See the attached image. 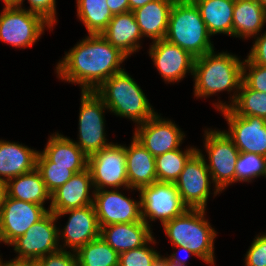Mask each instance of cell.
<instances>
[{"label":"cell","instance_id":"obj_16","mask_svg":"<svg viewBox=\"0 0 266 266\" xmlns=\"http://www.w3.org/2000/svg\"><path fill=\"white\" fill-rule=\"evenodd\" d=\"M134 137L154 156L180 148L185 133L170 119L156 113L144 123L136 125Z\"/></svg>","mask_w":266,"mask_h":266},{"label":"cell","instance_id":"obj_5","mask_svg":"<svg viewBox=\"0 0 266 266\" xmlns=\"http://www.w3.org/2000/svg\"><path fill=\"white\" fill-rule=\"evenodd\" d=\"M210 38L195 3L192 0H175L165 39L197 58L215 50Z\"/></svg>","mask_w":266,"mask_h":266},{"label":"cell","instance_id":"obj_7","mask_svg":"<svg viewBox=\"0 0 266 266\" xmlns=\"http://www.w3.org/2000/svg\"><path fill=\"white\" fill-rule=\"evenodd\" d=\"M47 27L53 25L38 13L25 7L4 6L0 13V41L25 49L39 41Z\"/></svg>","mask_w":266,"mask_h":266},{"label":"cell","instance_id":"obj_44","mask_svg":"<svg viewBox=\"0 0 266 266\" xmlns=\"http://www.w3.org/2000/svg\"><path fill=\"white\" fill-rule=\"evenodd\" d=\"M153 0H129V10L134 11L135 9L150 3Z\"/></svg>","mask_w":266,"mask_h":266},{"label":"cell","instance_id":"obj_23","mask_svg":"<svg viewBox=\"0 0 266 266\" xmlns=\"http://www.w3.org/2000/svg\"><path fill=\"white\" fill-rule=\"evenodd\" d=\"M102 36L127 57L140 50L143 38L132 11L115 14Z\"/></svg>","mask_w":266,"mask_h":266},{"label":"cell","instance_id":"obj_36","mask_svg":"<svg viewBox=\"0 0 266 266\" xmlns=\"http://www.w3.org/2000/svg\"><path fill=\"white\" fill-rule=\"evenodd\" d=\"M243 82L252 90L266 93V66L253 64L248 58L244 59Z\"/></svg>","mask_w":266,"mask_h":266},{"label":"cell","instance_id":"obj_20","mask_svg":"<svg viewBox=\"0 0 266 266\" xmlns=\"http://www.w3.org/2000/svg\"><path fill=\"white\" fill-rule=\"evenodd\" d=\"M94 192L91 172L87 168L76 173L51 194V204L48 209L56 214L68 209L93 205Z\"/></svg>","mask_w":266,"mask_h":266},{"label":"cell","instance_id":"obj_11","mask_svg":"<svg viewBox=\"0 0 266 266\" xmlns=\"http://www.w3.org/2000/svg\"><path fill=\"white\" fill-rule=\"evenodd\" d=\"M57 220L56 215L48 211L24 235L14 240L9 245L17 254L14 260L33 262L60 250Z\"/></svg>","mask_w":266,"mask_h":266},{"label":"cell","instance_id":"obj_21","mask_svg":"<svg viewBox=\"0 0 266 266\" xmlns=\"http://www.w3.org/2000/svg\"><path fill=\"white\" fill-rule=\"evenodd\" d=\"M144 222L111 224L101 227L100 237L119 255L145 245L154 235Z\"/></svg>","mask_w":266,"mask_h":266},{"label":"cell","instance_id":"obj_38","mask_svg":"<svg viewBox=\"0 0 266 266\" xmlns=\"http://www.w3.org/2000/svg\"><path fill=\"white\" fill-rule=\"evenodd\" d=\"M40 266H79L75 252L58 250L36 261Z\"/></svg>","mask_w":266,"mask_h":266},{"label":"cell","instance_id":"obj_17","mask_svg":"<svg viewBox=\"0 0 266 266\" xmlns=\"http://www.w3.org/2000/svg\"><path fill=\"white\" fill-rule=\"evenodd\" d=\"M49 209L36 203L25 202L7 196L0 210V236L2 243L10 245L37 221Z\"/></svg>","mask_w":266,"mask_h":266},{"label":"cell","instance_id":"obj_31","mask_svg":"<svg viewBox=\"0 0 266 266\" xmlns=\"http://www.w3.org/2000/svg\"><path fill=\"white\" fill-rule=\"evenodd\" d=\"M79 266H118L119 254L100 236L77 252Z\"/></svg>","mask_w":266,"mask_h":266},{"label":"cell","instance_id":"obj_41","mask_svg":"<svg viewBox=\"0 0 266 266\" xmlns=\"http://www.w3.org/2000/svg\"><path fill=\"white\" fill-rule=\"evenodd\" d=\"M174 250L178 251H184L186 253L185 258H180L177 256V251H173L171 255H168L166 258L168 259L169 263L171 266H187V258L189 257L188 255H193L196 256L192 251L187 249L185 246H173L172 247Z\"/></svg>","mask_w":266,"mask_h":266},{"label":"cell","instance_id":"obj_22","mask_svg":"<svg viewBox=\"0 0 266 266\" xmlns=\"http://www.w3.org/2000/svg\"><path fill=\"white\" fill-rule=\"evenodd\" d=\"M39 151L0 139V180L8 181L36 169Z\"/></svg>","mask_w":266,"mask_h":266},{"label":"cell","instance_id":"obj_6","mask_svg":"<svg viewBox=\"0 0 266 266\" xmlns=\"http://www.w3.org/2000/svg\"><path fill=\"white\" fill-rule=\"evenodd\" d=\"M204 149L208 159H205L201 149L198 151L208 161L206 165L215 188L213 194L216 196L236 182V162L240 152L225 131L216 128L204 130Z\"/></svg>","mask_w":266,"mask_h":266},{"label":"cell","instance_id":"obj_12","mask_svg":"<svg viewBox=\"0 0 266 266\" xmlns=\"http://www.w3.org/2000/svg\"><path fill=\"white\" fill-rule=\"evenodd\" d=\"M211 183L206 160L198 150L188 159L175 181L181 199L189 209H206Z\"/></svg>","mask_w":266,"mask_h":266},{"label":"cell","instance_id":"obj_27","mask_svg":"<svg viewBox=\"0 0 266 266\" xmlns=\"http://www.w3.org/2000/svg\"><path fill=\"white\" fill-rule=\"evenodd\" d=\"M199 9L211 36L226 34L233 37L235 0H192Z\"/></svg>","mask_w":266,"mask_h":266},{"label":"cell","instance_id":"obj_48","mask_svg":"<svg viewBox=\"0 0 266 266\" xmlns=\"http://www.w3.org/2000/svg\"><path fill=\"white\" fill-rule=\"evenodd\" d=\"M28 266H40L36 261H28Z\"/></svg>","mask_w":266,"mask_h":266},{"label":"cell","instance_id":"obj_46","mask_svg":"<svg viewBox=\"0 0 266 266\" xmlns=\"http://www.w3.org/2000/svg\"><path fill=\"white\" fill-rule=\"evenodd\" d=\"M152 266H171L166 256H162L161 254L154 261Z\"/></svg>","mask_w":266,"mask_h":266},{"label":"cell","instance_id":"obj_29","mask_svg":"<svg viewBox=\"0 0 266 266\" xmlns=\"http://www.w3.org/2000/svg\"><path fill=\"white\" fill-rule=\"evenodd\" d=\"M77 17L84 24L88 34H102L114 16L107 0H76Z\"/></svg>","mask_w":266,"mask_h":266},{"label":"cell","instance_id":"obj_35","mask_svg":"<svg viewBox=\"0 0 266 266\" xmlns=\"http://www.w3.org/2000/svg\"><path fill=\"white\" fill-rule=\"evenodd\" d=\"M36 169L40 172L43 182L51 194L75 175L68 167L62 166H36Z\"/></svg>","mask_w":266,"mask_h":266},{"label":"cell","instance_id":"obj_32","mask_svg":"<svg viewBox=\"0 0 266 266\" xmlns=\"http://www.w3.org/2000/svg\"><path fill=\"white\" fill-rule=\"evenodd\" d=\"M229 108L243 117L266 119V93L252 90L242 81L237 97Z\"/></svg>","mask_w":266,"mask_h":266},{"label":"cell","instance_id":"obj_19","mask_svg":"<svg viewBox=\"0 0 266 266\" xmlns=\"http://www.w3.org/2000/svg\"><path fill=\"white\" fill-rule=\"evenodd\" d=\"M88 156L70 137L55 132L49 136L43 151H39L36 166L68 167L75 174L87 169Z\"/></svg>","mask_w":266,"mask_h":266},{"label":"cell","instance_id":"obj_4","mask_svg":"<svg viewBox=\"0 0 266 266\" xmlns=\"http://www.w3.org/2000/svg\"><path fill=\"white\" fill-rule=\"evenodd\" d=\"M206 209H187L162 227L172 246H185L204 263L214 266L215 228L205 218Z\"/></svg>","mask_w":266,"mask_h":266},{"label":"cell","instance_id":"obj_49","mask_svg":"<svg viewBox=\"0 0 266 266\" xmlns=\"http://www.w3.org/2000/svg\"><path fill=\"white\" fill-rule=\"evenodd\" d=\"M264 8H266V0H257Z\"/></svg>","mask_w":266,"mask_h":266},{"label":"cell","instance_id":"obj_8","mask_svg":"<svg viewBox=\"0 0 266 266\" xmlns=\"http://www.w3.org/2000/svg\"><path fill=\"white\" fill-rule=\"evenodd\" d=\"M81 106L78 123V139L73 141L87 156L108 147L105 132V111H109L103 100L94 91H81Z\"/></svg>","mask_w":266,"mask_h":266},{"label":"cell","instance_id":"obj_10","mask_svg":"<svg viewBox=\"0 0 266 266\" xmlns=\"http://www.w3.org/2000/svg\"><path fill=\"white\" fill-rule=\"evenodd\" d=\"M87 168L91 172L94 190L107 188L138 190L129 187L125 145L112 143L88 156Z\"/></svg>","mask_w":266,"mask_h":266},{"label":"cell","instance_id":"obj_37","mask_svg":"<svg viewBox=\"0 0 266 266\" xmlns=\"http://www.w3.org/2000/svg\"><path fill=\"white\" fill-rule=\"evenodd\" d=\"M244 257V266H266V232L255 236Z\"/></svg>","mask_w":266,"mask_h":266},{"label":"cell","instance_id":"obj_47","mask_svg":"<svg viewBox=\"0 0 266 266\" xmlns=\"http://www.w3.org/2000/svg\"><path fill=\"white\" fill-rule=\"evenodd\" d=\"M21 0H3L5 6H17Z\"/></svg>","mask_w":266,"mask_h":266},{"label":"cell","instance_id":"obj_15","mask_svg":"<svg viewBox=\"0 0 266 266\" xmlns=\"http://www.w3.org/2000/svg\"><path fill=\"white\" fill-rule=\"evenodd\" d=\"M93 205L100 228L111 224L143 221L140 197L136 201L126 197L119 189L95 190Z\"/></svg>","mask_w":266,"mask_h":266},{"label":"cell","instance_id":"obj_18","mask_svg":"<svg viewBox=\"0 0 266 266\" xmlns=\"http://www.w3.org/2000/svg\"><path fill=\"white\" fill-rule=\"evenodd\" d=\"M148 50L165 83L180 82L186 77V73H190L193 77L195 57L188 51L166 39L153 41Z\"/></svg>","mask_w":266,"mask_h":266},{"label":"cell","instance_id":"obj_33","mask_svg":"<svg viewBox=\"0 0 266 266\" xmlns=\"http://www.w3.org/2000/svg\"><path fill=\"white\" fill-rule=\"evenodd\" d=\"M260 176L266 178V157L240 152L236 162V183H249Z\"/></svg>","mask_w":266,"mask_h":266},{"label":"cell","instance_id":"obj_2","mask_svg":"<svg viewBox=\"0 0 266 266\" xmlns=\"http://www.w3.org/2000/svg\"><path fill=\"white\" fill-rule=\"evenodd\" d=\"M243 62L232 53L214 50L195 58L193 80L194 96L207 98L220 92L232 91L229 103L219 100L213 103L218 111L229 108L235 101L243 81ZM219 92V93H218Z\"/></svg>","mask_w":266,"mask_h":266},{"label":"cell","instance_id":"obj_26","mask_svg":"<svg viewBox=\"0 0 266 266\" xmlns=\"http://www.w3.org/2000/svg\"><path fill=\"white\" fill-rule=\"evenodd\" d=\"M266 23V8L257 0H235L233 37L251 39L258 36Z\"/></svg>","mask_w":266,"mask_h":266},{"label":"cell","instance_id":"obj_25","mask_svg":"<svg viewBox=\"0 0 266 266\" xmlns=\"http://www.w3.org/2000/svg\"><path fill=\"white\" fill-rule=\"evenodd\" d=\"M175 0H153L132 11L142 37L153 41L165 39L169 15Z\"/></svg>","mask_w":266,"mask_h":266},{"label":"cell","instance_id":"obj_34","mask_svg":"<svg viewBox=\"0 0 266 266\" xmlns=\"http://www.w3.org/2000/svg\"><path fill=\"white\" fill-rule=\"evenodd\" d=\"M154 236L143 246L119 255L118 266H152L160 253L150 244H156ZM149 245V246H148Z\"/></svg>","mask_w":266,"mask_h":266},{"label":"cell","instance_id":"obj_43","mask_svg":"<svg viewBox=\"0 0 266 266\" xmlns=\"http://www.w3.org/2000/svg\"><path fill=\"white\" fill-rule=\"evenodd\" d=\"M8 196L7 192V182L4 180H0V210L6 201V198Z\"/></svg>","mask_w":266,"mask_h":266},{"label":"cell","instance_id":"obj_3","mask_svg":"<svg viewBox=\"0 0 266 266\" xmlns=\"http://www.w3.org/2000/svg\"><path fill=\"white\" fill-rule=\"evenodd\" d=\"M109 112L140 125L157 112L137 82L125 69L108 78L94 91Z\"/></svg>","mask_w":266,"mask_h":266},{"label":"cell","instance_id":"obj_1","mask_svg":"<svg viewBox=\"0 0 266 266\" xmlns=\"http://www.w3.org/2000/svg\"><path fill=\"white\" fill-rule=\"evenodd\" d=\"M127 58L102 34H88L65 52L55 70L60 80L79 84L81 91H95L112 75L124 70L121 64Z\"/></svg>","mask_w":266,"mask_h":266},{"label":"cell","instance_id":"obj_28","mask_svg":"<svg viewBox=\"0 0 266 266\" xmlns=\"http://www.w3.org/2000/svg\"><path fill=\"white\" fill-rule=\"evenodd\" d=\"M8 197L44 206L50 200L51 193L47 190L40 172L35 169L29 173L16 176L7 181Z\"/></svg>","mask_w":266,"mask_h":266},{"label":"cell","instance_id":"obj_42","mask_svg":"<svg viewBox=\"0 0 266 266\" xmlns=\"http://www.w3.org/2000/svg\"><path fill=\"white\" fill-rule=\"evenodd\" d=\"M107 6L113 15L130 12L129 0H107Z\"/></svg>","mask_w":266,"mask_h":266},{"label":"cell","instance_id":"obj_45","mask_svg":"<svg viewBox=\"0 0 266 266\" xmlns=\"http://www.w3.org/2000/svg\"><path fill=\"white\" fill-rule=\"evenodd\" d=\"M2 260L0 266H28V261H18V260H8V261H4Z\"/></svg>","mask_w":266,"mask_h":266},{"label":"cell","instance_id":"obj_13","mask_svg":"<svg viewBox=\"0 0 266 266\" xmlns=\"http://www.w3.org/2000/svg\"><path fill=\"white\" fill-rule=\"evenodd\" d=\"M67 214L69 218L66 225L61 231L58 228V242L61 250L69 248L76 253L83 245L98 238L101 228L94 205L68 209L55 215L58 219ZM60 241L64 242L63 245Z\"/></svg>","mask_w":266,"mask_h":266},{"label":"cell","instance_id":"obj_30","mask_svg":"<svg viewBox=\"0 0 266 266\" xmlns=\"http://www.w3.org/2000/svg\"><path fill=\"white\" fill-rule=\"evenodd\" d=\"M197 150L189 146L185 151L178 148L155 157L157 181L175 183L186 162Z\"/></svg>","mask_w":266,"mask_h":266},{"label":"cell","instance_id":"obj_39","mask_svg":"<svg viewBox=\"0 0 266 266\" xmlns=\"http://www.w3.org/2000/svg\"><path fill=\"white\" fill-rule=\"evenodd\" d=\"M24 1L21 0L17 6L22 8ZM27 2L30 4L27 10L40 14L53 26L57 23L56 0H27Z\"/></svg>","mask_w":266,"mask_h":266},{"label":"cell","instance_id":"obj_40","mask_svg":"<svg viewBox=\"0 0 266 266\" xmlns=\"http://www.w3.org/2000/svg\"><path fill=\"white\" fill-rule=\"evenodd\" d=\"M254 40L247 58L253 64L266 66V31L254 37Z\"/></svg>","mask_w":266,"mask_h":266},{"label":"cell","instance_id":"obj_24","mask_svg":"<svg viewBox=\"0 0 266 266\" xmlns=\"http://www.w3.org/2000/svg\"><path fill=\"white\" fill-rule=\"evenodd\" d=\"M125 153L130 188L139 189L157 181L155 157L134 136L125 146Z\"/></svg>","mask_w":266,"mask_h":266},{"label":"cell","instance_id":"obj_9","mask_svg":"<svg viewBox=\"0 0 266 266\" xmlns=\"http://www.w3.org/2000/svg\"><path fill=\"white\" fill-rule=\"evenodd\" d=\"M137 191L141 203V217L149 227V223L155 220H159L163 226L188 209L173 182L156 181L140 187Z\"/></svg>","mask_w":266,"mask_h":266},{"label":"cell","instance_id":"obj_14","mask_svg":"<svg viewBox=\"0 0 266 266\" xmlns=\"http://www.w3.org/2000/svg\"><path fill=\"white\" fill-rule=\"evenodd\" d=\"M229 126L225 133L232 139L239 152L253 153L266 157V119L243 117L230 108L220 110Z\"/></svg>","mask_w":266,"mask_h":266}]
</instances>
